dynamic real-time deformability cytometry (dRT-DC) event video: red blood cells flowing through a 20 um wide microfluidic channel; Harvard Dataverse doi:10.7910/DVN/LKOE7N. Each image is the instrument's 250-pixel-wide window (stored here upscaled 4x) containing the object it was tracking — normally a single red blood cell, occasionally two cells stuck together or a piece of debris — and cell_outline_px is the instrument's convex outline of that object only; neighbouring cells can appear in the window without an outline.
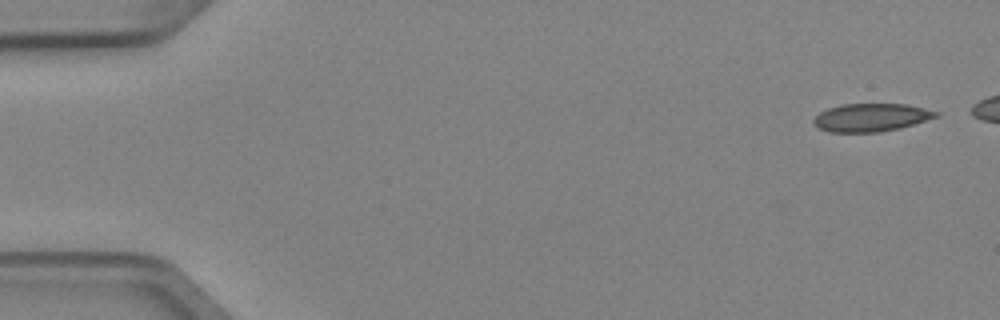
{"species": "Egyptian fruit bat (a non-hibernating species)", "species_latin": "Rousettus aegyptiacus", "temperature_condition": "cold", "stored_images_in_passage": 6, "camera_frame_rate_fps": 3000, "um_per_image_px": 0.085, "animal": {"sex": "female"}, "frame": {"image": 1, "passage_image": 1, "time_ms": 0.0, "image_size_px": [1000, 320], "cell_outline_px": [[940, 116], [900, 128], [880, 132], [828, 132], [820, 128], [812, 120], [820, 112], [828, 108], [840, 104], [904, 104], [924, 108], [940, 112]], "centroid_in_image_um": [74.06, 9.98], "position_along_channel_um": 10.9, "area_um2": 19.94}}
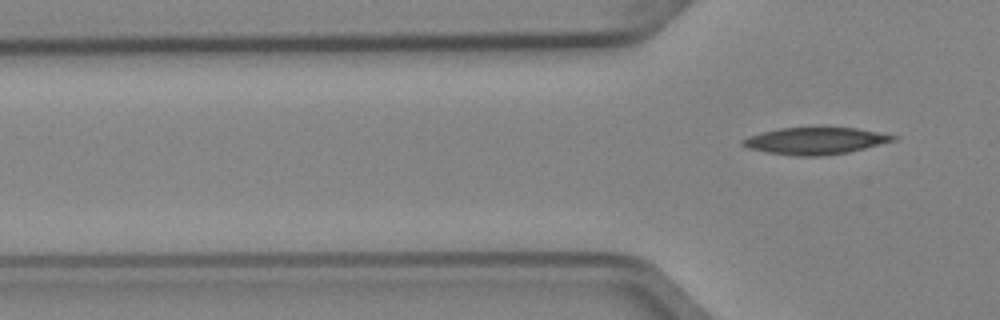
{"frame": {"image": 2, "passage_image": 6, "time_ms": 1.667, "image_size_px": [1000, 320], "cell_outline_px": [[900, 136], [896, 140], [848, 152], [820, 156], [796, 156], [764, 152], [748, 148], [740, 144], [740, 140], [748, 136], [780, 128], [856, 128]], "centroid_in_image_um": [69.27, 11.98], "position_along_channel_um": 56.5, "area_um2": 23.47}}